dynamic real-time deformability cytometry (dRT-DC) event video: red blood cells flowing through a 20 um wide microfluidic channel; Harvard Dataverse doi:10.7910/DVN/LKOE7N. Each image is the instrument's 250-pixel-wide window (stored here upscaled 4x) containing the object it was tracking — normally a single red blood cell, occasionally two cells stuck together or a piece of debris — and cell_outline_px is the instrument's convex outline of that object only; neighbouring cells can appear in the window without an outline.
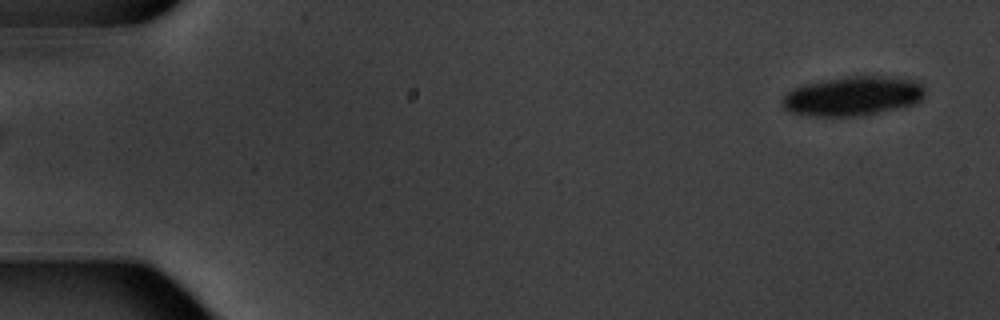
{"species": "common noctule bat (a hibernating species)", "species_latin": "Nyctalus noctula", "temperature_condition": "warm", "stored_images_in_passage": 6, "segment_of_instrument_passage": [2, 2], "camera_frame_rate_fps": 3000, "um_per_image_px": 0.085, "animal": {"sex": "male", "body_mass_g": 20.1, "forearm_length_mm": 53.5}, "frame": {"image": 1, "passage_image": 6, "time_ms": 7.0, "image_size_px": [1000, 320], "cell_outline_px": [[924, 96], [916, 104], [900, 108], [864, 116], [816, 116], [788, 112], [784, 108], [780, 100], [784, 92], [792, 88], [804, 84], [848, 76], [884, 76], [920, 80], [924, 88]], "centroid_in_image_um": [72.49, 8.17], "position_along_channel_um": 12.5, "area_um2": 33.29}}